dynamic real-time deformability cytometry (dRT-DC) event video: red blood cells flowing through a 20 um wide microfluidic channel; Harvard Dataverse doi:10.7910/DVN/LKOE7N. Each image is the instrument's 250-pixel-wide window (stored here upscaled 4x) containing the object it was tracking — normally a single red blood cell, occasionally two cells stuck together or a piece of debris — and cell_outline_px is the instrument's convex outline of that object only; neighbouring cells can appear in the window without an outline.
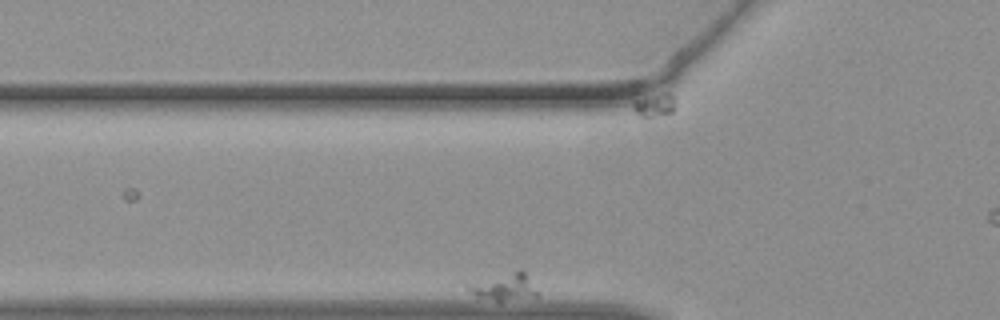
{"species": "common noctule bat (a hibernating species)", "species_latin": "Nyctalus noctula", "temperature_condition": "warm", "stored_images_in_passage": 28, "camera_frame_rate_fps": 3000, "um_per_image_px": 0.085, "animal": {"sex": "female", "body_mass_g": 19.3, "forearm_length_mm": 54.1}, "frame": {"image": 1, "passage_image": 10, "time_ms": 3.0, "image_size_px": [1000, 320], "cell_outline_px": [[540, 296], [500, 300], [496, 300], [476, 296], [464, 288], [464, 284], [520, 268], [524, 272], [540, 292]], "centroid_in_image_um": [42.85, 24.35], "position_along_channel_um": 82.9, "area_um2": 11.1}}
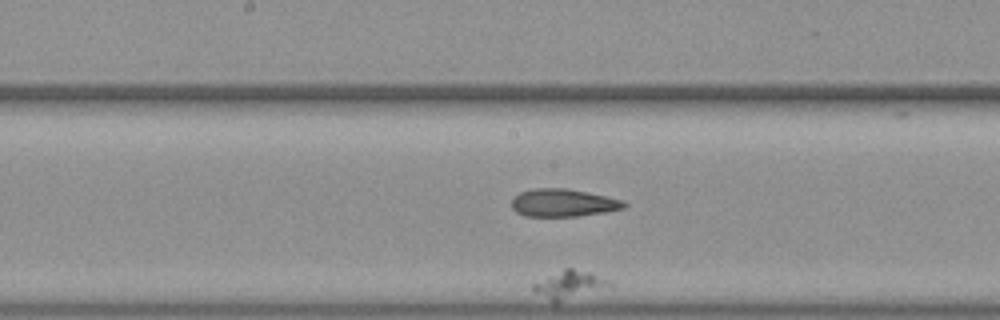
{"frame": {"image": 2, "passage_image": 23, "time_ms": 7.333, "image_size_px": [1000, 320], "cell_outline_px": [[612, 284], [556, 304], [552, 304], [536, 292], [532, 288], [532, 284], [564, 268], [572, 268], [592, 272], [608, 280]], "centroid_in_image_um": [48.33, 24.21], "position_along_channel_um": 199.9, "area_um2": 12.2}}
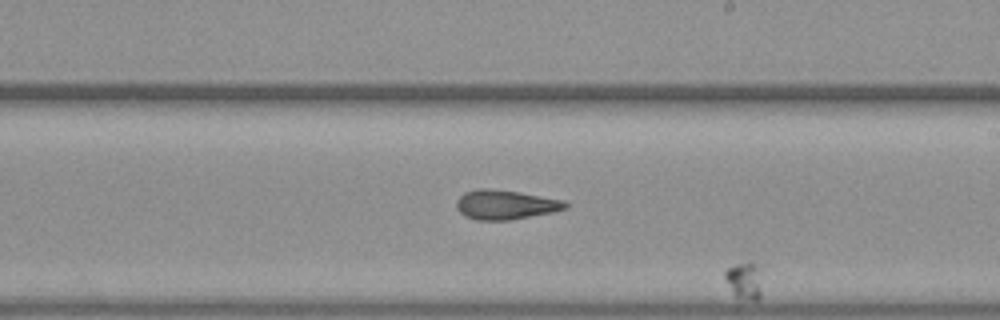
{"frame": {"image": 3, "passage_image": 26, "time_ms": 8.333, "image_size_px": [1000, 320], "cell_outline_px": [[568, 208], [552, 212], [508, 220], [476, 220], [464, 216], [456, 208], [456, 200], [464, 192], [476, 188], [488, 188], [520, 192], [564, 200], [568, 204]], "centroid_in_image_um": [42.93, 17.39], "position_along_channel_um": 246.1, "area_um2": 18.79}}